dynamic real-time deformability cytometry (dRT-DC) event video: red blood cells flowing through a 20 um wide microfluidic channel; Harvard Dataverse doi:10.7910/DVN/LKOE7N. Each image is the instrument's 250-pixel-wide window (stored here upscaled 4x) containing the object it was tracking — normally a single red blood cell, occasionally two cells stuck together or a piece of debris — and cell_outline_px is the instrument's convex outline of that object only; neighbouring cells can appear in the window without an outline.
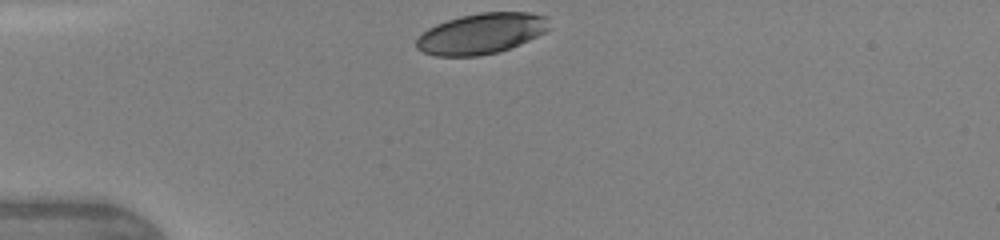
{"species": "human", "species_latin": "Homo sapiens", "temperature_condition": "warm", "stored_images_in_passage": 2, "camera_frame_rate_fps": 3000, "um_per_image_px": 0.085, "donor": {"sex": "female"}, "frame": {"image": 1, "passage_image": 1, "time_ms": 0.0, "image_size_px": [1000, 240], "cell_outline_px": [[548, 28], [544, 32], [520, 44], [500, 52], [480, 56], [436, 56], [424, 52], [416, 48], [416, 40], [428, 28], [436, 24], [460, 16], [480, 12], [528, 12], [548, 16]], "centroid_in_image_um": [40.91, 2.85], "position_along_channel_um": 44.1, "area_um2": 31.44}}